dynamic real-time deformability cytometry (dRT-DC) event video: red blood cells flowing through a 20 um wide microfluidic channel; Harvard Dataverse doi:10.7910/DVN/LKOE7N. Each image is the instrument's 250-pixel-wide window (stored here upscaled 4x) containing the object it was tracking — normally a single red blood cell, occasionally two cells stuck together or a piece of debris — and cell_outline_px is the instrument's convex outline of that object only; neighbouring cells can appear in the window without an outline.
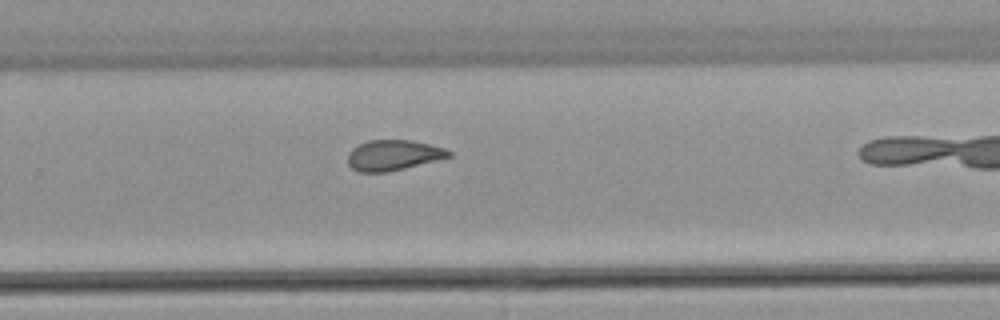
{"species": "common noctule bat (a hibernating species)", "species_latin": "Nyctalus noctula", "temperature_condition": "warm", "stored_images_in_passage": 23, "camera_frame_rate_fps": 3000, "um_per_image_px": 0.085, "animal": {"sex": "male", "body_mass_g": 21.5, "forearm_length_mm": 52.0}, "frame": {"image": 1, "passage_image": 17, "time_ms": 5.333, "image_size_px": [1000, 320], "cell_outline_px": [[452, 156], [388, 172], [360, 172], [352, 168], [348, 164], [348, 152], [352, 148], [368, 140], [412, 140], [444, 148], [452, 152]], "centroid_in_image_um": [33.41, 13.19], "position_along_channel_um": 296.4, "area_um2": 17.8}}
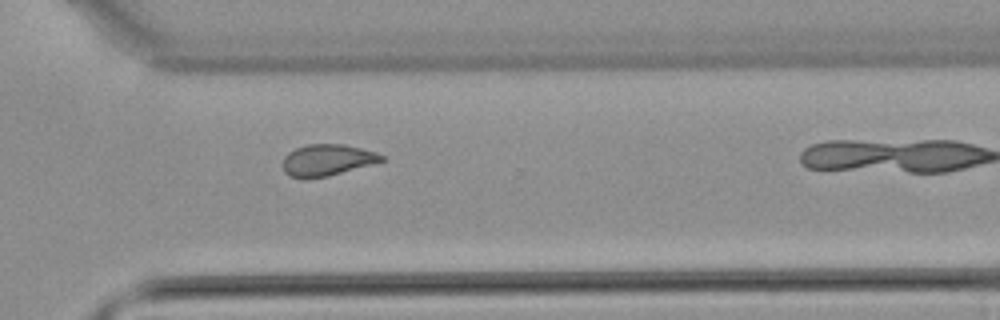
{"frame": {"image": 2, "passage_image": 20, "time_ms": 6.333, "image_size_px": [1000, 320], "cell_outline_px": [[388, 160], [376, 164], [328, 176], [304, 180], [288, 176], [284, 172], [284, 156], [288, 152], [296, 148], [308, 144], [344, 144], [376, 152], [384, 156]], "centroid_in_image_um": [27.84, 13.63], "position_along_channel_um": 342.8, "area_um2": 18.55}}